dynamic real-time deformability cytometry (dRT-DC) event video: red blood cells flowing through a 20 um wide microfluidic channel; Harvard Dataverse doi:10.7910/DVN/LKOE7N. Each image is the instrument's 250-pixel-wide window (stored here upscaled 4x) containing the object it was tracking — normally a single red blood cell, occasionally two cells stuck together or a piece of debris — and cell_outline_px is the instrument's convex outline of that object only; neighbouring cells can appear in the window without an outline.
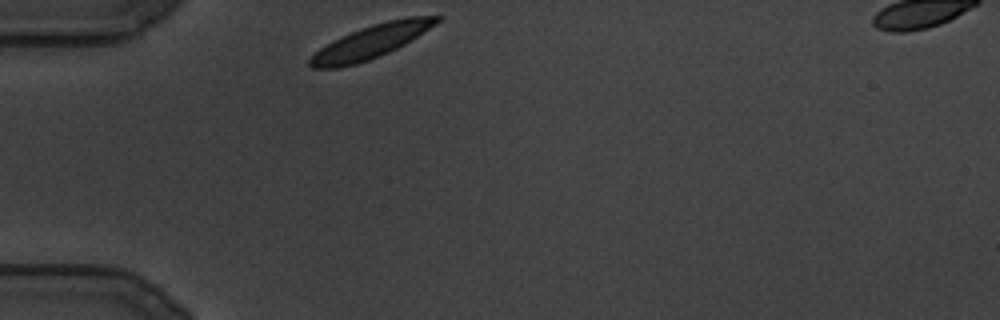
{"species": "common noctule bat (a hibernating species)", "species_latin": "Nyctalus noctula", "temperature_condition": "cold", "stored_images_in_passage": 72, "camera_frame_rate_fps": 3000, "um_per_image_px": 0.085, "animal": {"sex": "male", "body_mass_g": 19.5, "forearm_length_mm": 54.6}, "frame": {"image": 1, "passage_image": 1, "time_ms": 0.0, "image_size_px": [1000, 320], "cell_outline_px": [[444, 16], [440, 20], [404, 44], [388, 52], [368, 60], [356, 64], [340, 68], [312, 68], [308, 64], [308, 60], [320, 48], [360, 28], [372, 24], [388, 20], [408, 16]], "centroid_in_image_um": [31.51, 3.55], "position_along_channel_um": 53.5, "area_um2": 23.93}}
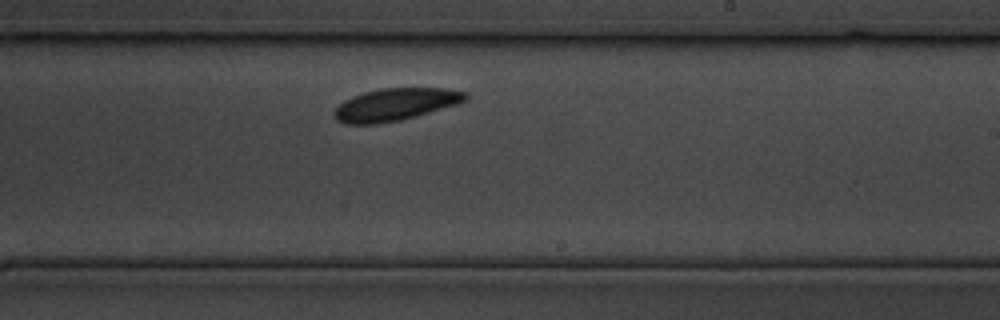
{"frame": {"image": 2, "passage_image": 43, "time_ms": 14.0, "image_size_px": [1000, 320], "cell_outline_px": [[468, 96], [464, 100], [456, 104], [400, 120], [376, 124], [344, 124], [336, 120], [336, 108], [344, 100], [352, 96], [364, 92], [384, 88], [444, 88], [464, 92]], "centroid_in_image_um": [33.56, 8.88], "position_along_channel_um": 255.4, "area_um2": 24.22}}
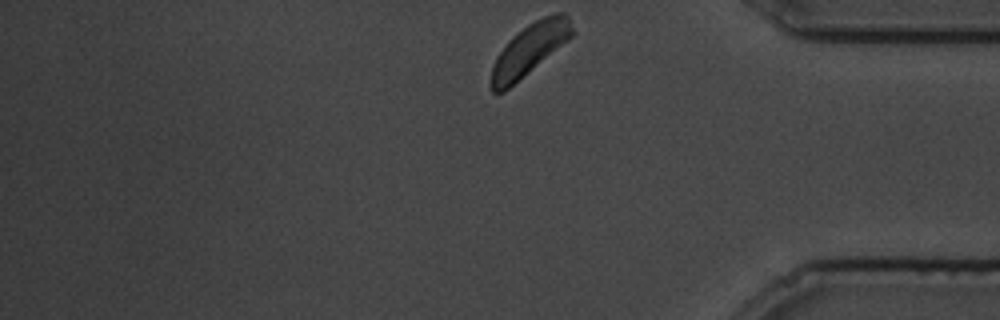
{"frame": {"image": 3, "passage_image": 72, "time_ms": 23.667, "image_size_px": [1000, 320], "cell_outline_px": [[572, 36], [504, 92], [492, 92], [492, 68], [496, 56], [512, 36], [528, 24], [544, 16], [556, 12], [564, 12], [568, 16], [572, 28]], "centroid_in_image_um": [45.0, 4.18], "position_along_channel_um": 390.2, "area_um2": 23.58}}